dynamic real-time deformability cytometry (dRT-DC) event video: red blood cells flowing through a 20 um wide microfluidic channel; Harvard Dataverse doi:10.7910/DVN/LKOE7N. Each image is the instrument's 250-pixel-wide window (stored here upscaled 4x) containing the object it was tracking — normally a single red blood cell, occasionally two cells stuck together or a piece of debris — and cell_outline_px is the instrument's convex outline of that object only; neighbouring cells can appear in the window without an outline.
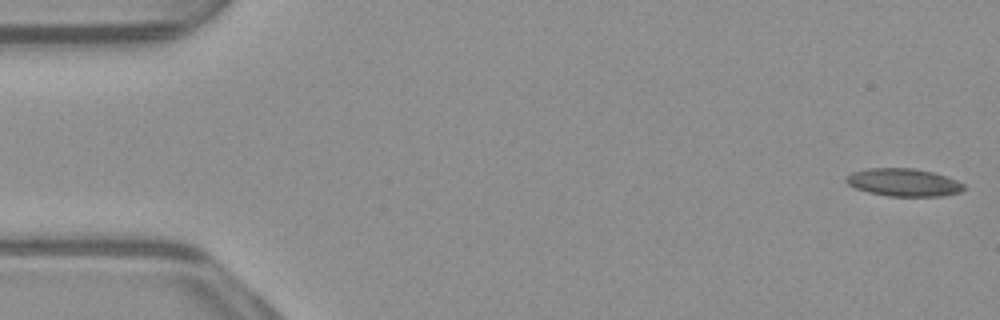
{"species": "common noctule bat (a hibernating species)", "species_latin": "Nyctalus noctula", "temperature_condition": "warm", "stored_images_in_passage": 10, "camera_frame_rate_fps": 3000, "um_per_image_px": 0.085, "animal": {"sex": "male", "body_mass_g": 23.1, "forearm_length_mm": 52.7}, "frame": {"image": 1, "passage_image": 1, "time_ms": 0.0, "image_size_px": [1000, 320], "cell_outline_px": [[968, 188], [964, 192], [944, 196], [888, 196], [868, 192], [856, 188], [848, 184], [844, 180], [852, 172], [868, 168], [912, 168], [932, 172], [956, 180], [964, 184]], "centroid_in_image_um": [76.85, 15.51], "position_along_channel_um": 8.1, "area_um2": 19.13}}